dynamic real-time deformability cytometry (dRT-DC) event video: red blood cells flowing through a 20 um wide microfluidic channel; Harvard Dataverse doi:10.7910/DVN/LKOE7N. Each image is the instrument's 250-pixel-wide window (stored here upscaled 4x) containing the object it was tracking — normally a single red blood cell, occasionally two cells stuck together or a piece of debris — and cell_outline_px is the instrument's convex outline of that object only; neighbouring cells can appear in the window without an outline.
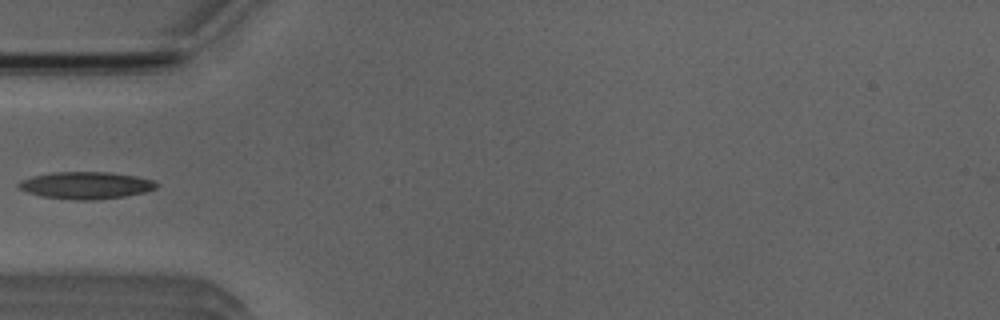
{"species": "Egyptian fruit bat (a non-hibernating species)", "species_latin": "Rousettus aegyptiacus", "temperature_condition": "room temperature", "stored_images_in_passage": 4, "camera_frame_rate_fps": 3000, "um_per_image_px": 0.085, "animal": {"sex": "male"}, "frame": {"image": 1, "passage_image": 3, "time_ms": 2.333, "image_size_px": [1000, 320], "cell_outline_px": [[156, 188], [144, 192], [124, 196], [100, 200], [72, 200], [44, 196], [28, 192], [20, 188], [16, 184], [20, 180], [32, 176], [52, 172], [108, 172], [136, 176], [152, 180], [156, 184]], "centroid_in_image_um": [7.28, 15.75], "position_along_channel_um": 77.7, "area_um2": 21.68}}